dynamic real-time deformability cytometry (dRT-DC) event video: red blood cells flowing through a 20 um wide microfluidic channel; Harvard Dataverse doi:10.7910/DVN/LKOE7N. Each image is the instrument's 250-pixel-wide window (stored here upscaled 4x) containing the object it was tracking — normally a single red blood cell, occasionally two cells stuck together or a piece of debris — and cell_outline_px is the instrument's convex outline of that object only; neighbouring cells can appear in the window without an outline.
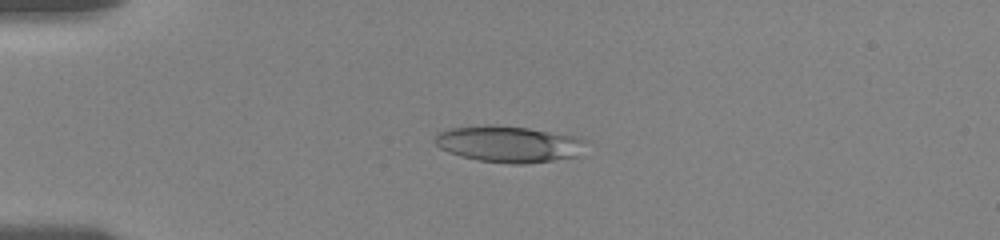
{"species": "human", "species_latin": "Homo sapiens", "temperature_condition": "room temperature", "stored_images_in_passage": 51, "camera_frame_rate_fps": 3000, "um_per_image_px": 0.085, "donor": {"sex": "female"}, "frame": {"image": 1, "passage_image": 9, "time_ms": 2.667, "image_size_px": [1000, 240], "cell_outline_px": [[584, 140], [580, 156], [528, 164], [508, 164], [480, 160], [460, 156], [448, 152], [440, 148], [432, 140], [440, 132], [448, 128], [484, 124], [492, 124], [528, 128], [580, 136]], "centroid_in_image_um": [43.23, 12.24], "position_along_channel_um": 41.8, "area_um2": 32.37}}
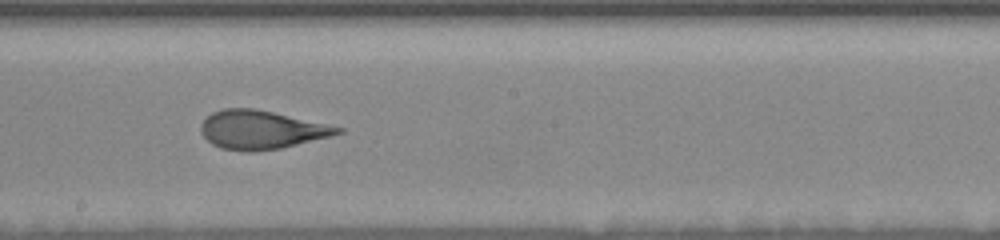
{"frame": {"image": 2, "passage_image": 27, "time_ms": 8.667, "image_size_px": [1000, 240], "cell_outline_px": [[344, 132], [332, 136], [280, 148], [252, 152], [248, 152], [220, 148], [212, 144], [200, 132], [200, 124], [212, 112], [224, 108], [256, 108], [344, 128]], "centroid_in_image_um": [22.19, 11.03], "position_along_channel_um": 226.0, "area_um2": 30.69}}
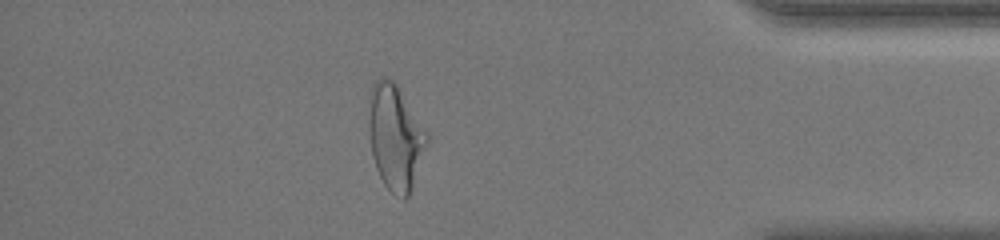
{"frame": {"image": 3, "passage_image": 44, "time_ms": 14.333, "image_size_px": [1000, 240], "cell_outline_px": [[432, 136], [412, 188], [408, 196], [404, 200], [392, 192], [384, 184], [376, 168], [372, 156], [368, 132], [368, 120], [372, 84], [380, 76], [388, 76], [396, 84]], "centroid_in_image_um": [33.64, 11.65], "position_along_channel_um": 401.6, "area_um2": 36.36}, "authors_computed_cell_mechanics": {"area_um2": 32.368, "velocity_mm_per_s": 3.6251, "shape_relaxation_time_tau1_ms": 5.0722, "shape_relaxation_time_tau2_ms": 1.4345, "deformation_change_tau1": 0.1848, "deformation_change_tau2": 0.1099}}